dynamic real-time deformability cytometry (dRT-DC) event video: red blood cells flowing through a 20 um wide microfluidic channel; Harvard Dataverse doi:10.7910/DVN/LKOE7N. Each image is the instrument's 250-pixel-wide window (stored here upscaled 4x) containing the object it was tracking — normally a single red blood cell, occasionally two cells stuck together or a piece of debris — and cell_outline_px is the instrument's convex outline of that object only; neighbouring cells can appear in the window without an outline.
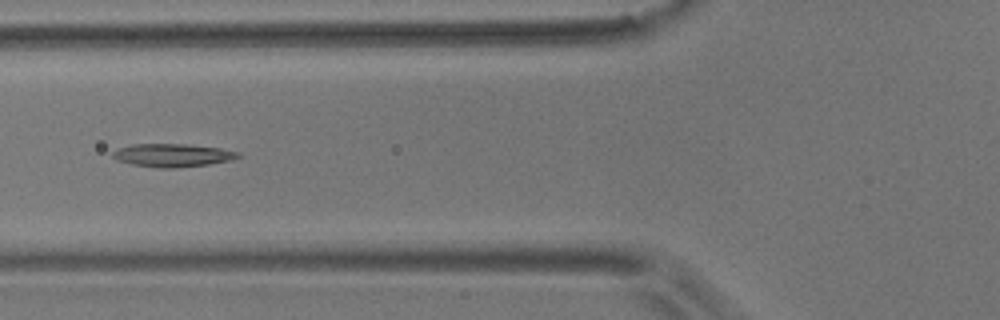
{"species": "common noctule bat (a hibernating species)", "species_latin": "Nyctalus noctula", "temperature_condition": "room temperature", "stored_images_in_passage": 6, "camera_frame_rate_fps": 3000, "um_per_image_px": 0.085, "animal": {"sex": "male", "body_mass_g": 17.9}, "frame": {"image": 1, "passage_image": 5, "time_ms": 5.333, "image_size_px": [1000, 320], "cell_outline_px": [[240, 156], [232, 160], [208, 164], [172, 168], [156, 168], [132, 164], [116, 160], [112, 156], [112, 152], [116, 148], [132, 144], [184, 144], [220, 148], [240, 152]], "centroid_in_image_um": [14.63, 13.19], "position_along_channel_um": 111.2, "area_um2": 16.94}}
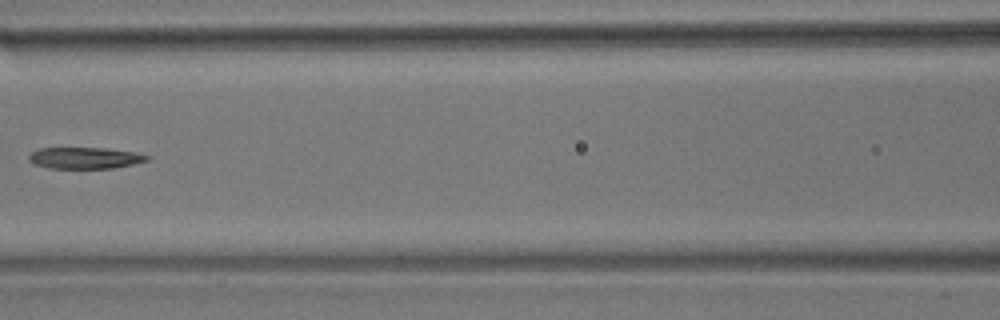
{"frame": {"image": 2, "passage_image": 6, "time_ms": 6.667, "image_size_px": [1000, 320], "cell_outline_px": [[152, 156], [148, 160], [132, 164], [112, 168], [48, 168], [32, 164], [28, 160], [28, 156], [32, 152], [40, 148], [104, 148], [136, 152]], "centroid_in_image_um": [7.2, 13.42], "position_along_channel_um": 159.4, "area_um2": 14.8}}